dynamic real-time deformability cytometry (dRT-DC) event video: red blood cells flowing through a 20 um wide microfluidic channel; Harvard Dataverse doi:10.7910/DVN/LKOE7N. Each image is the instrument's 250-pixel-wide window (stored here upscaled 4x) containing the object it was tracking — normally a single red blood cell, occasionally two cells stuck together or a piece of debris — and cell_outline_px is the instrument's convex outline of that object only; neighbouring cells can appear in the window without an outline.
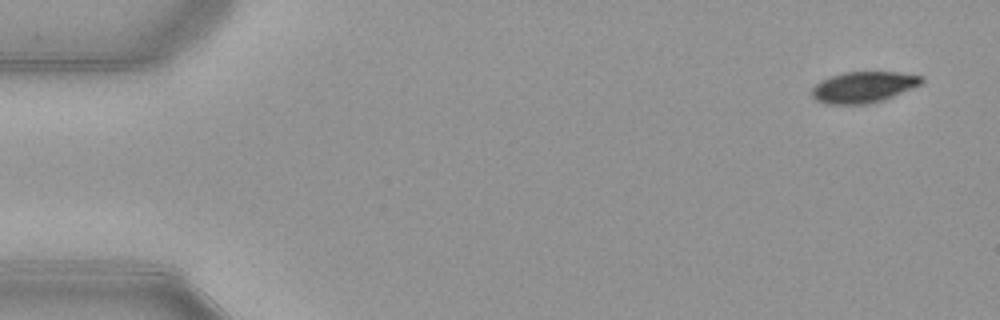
{"species": "common noctule bat (a hibernating species)", "species_latin": "Nyctalus noctula", "temperature_condition": "warm", "stored_images_in_passage": 51, "camera_frame_rate_fps": 3000, "um_per_image_px": 0.085, "animal": {"sex": "female", "body_mass_g": 21.9}, "frame": {"image": 1, "passage_image": 1, "time_ms": 0.0, "image_size_px": [1000, 320], "cell_outline_px": [[924, 80], [920, 84], [912, 88], [884, 100], [868, 104], [828, 104], [816, 100], [812, 96], [812, 88], [820, 80], [844, 72], [896, 72], [920, 76]], "centroid_in_image_um": [73.37, 7.41], "position_along_channel_um": 11.6, "area_um2": 19.71}}
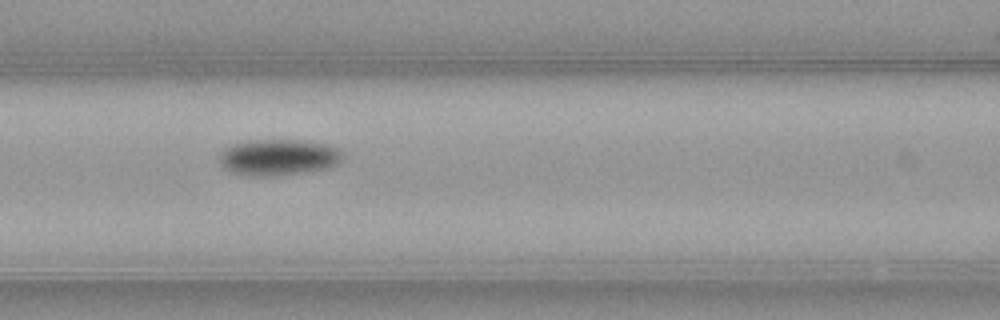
{"frame": {"image": 2, "passage_image": 21, "time_ms": 6.667, "image_size_px": [1000, 320], "cell_outline_px": [[344, 156], [336, 164], [328, 168], [304, 172], [272, 176], [248, 176], [232, 172], [224, 168], [220, 164], [216, 156], [224, 148], [232, 144], [248, 140], [300, 140], [324, 144], [336, 148]], "centroid_in_image_um": [23.58, 13.37], "position_along_channel_um": 143.0, "area_um2": 26.13}}
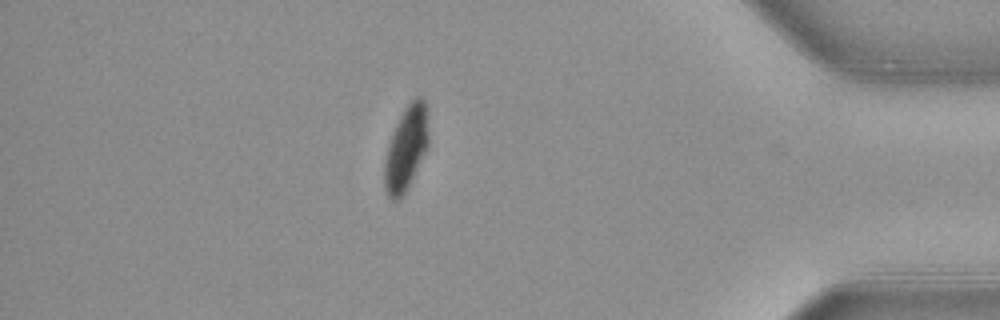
{"frame": {"image": 3, "passage_image": 44, "time_ms": 14.333, "image_size_px": [1000, 320], "cell_outline_px": [[428, 148], [404, 196], [396, 200], [392, 200], [388, 196], [384, 188], [384, 160], [388, 144], [396, 124], [404, 108], [416, 96], [424, 96], [428, 132]], "centroid_in_image_um": [34.51, 12.64], "position_along_channel_um": 400.7, "area_um2": 21.79}, "authors_computed_cell_mechanics": {"area_um2": 22.9466, "velocity_mm_per_s": 3.9059, "shape_relaxation_time_tau1_ms": 2.0968, "shape_relaxation_time_tau2_ms": null, "deformation_change_tau1": 0.1391, "deformation_change_tau2": null}}